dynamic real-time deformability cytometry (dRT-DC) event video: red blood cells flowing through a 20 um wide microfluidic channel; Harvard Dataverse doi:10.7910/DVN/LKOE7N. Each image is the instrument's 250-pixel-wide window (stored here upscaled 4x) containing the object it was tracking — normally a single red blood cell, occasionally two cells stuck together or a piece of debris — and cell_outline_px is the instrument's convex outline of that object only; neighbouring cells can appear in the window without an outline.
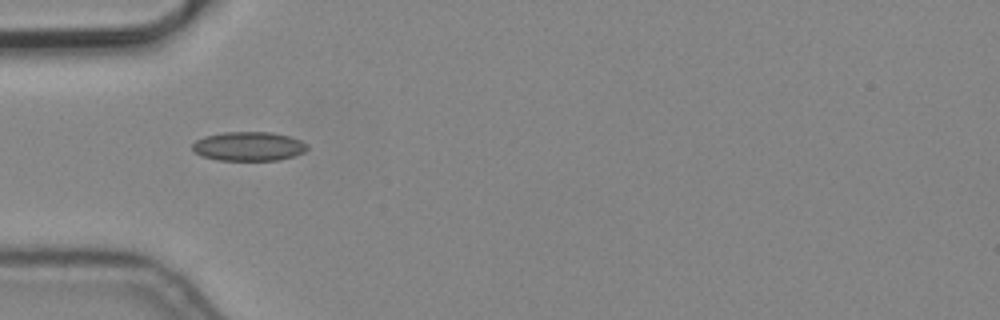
{"species": "common noctule bat (a hibernating species)", "species_latin": "Nyctalus noctula", "temperature_condition": "cold", "stored_images_in_passage": 6, "camera_frame_rate_fps": 3000, "um_per_image_px": 0.085, "animal": {"sex": "male", "body_mass_g": 19.2, "forearm_length_mm": 51.8}, "frame": {"image": 1, "passage_image": 1, "time_ms": 0.0, "image_size_px": [1000, 320], "cell_outline_px": [[308, 148], [304, 152], [280, 160], [216, 160], [200, 156], [192, 148], [192, 144], [196, 140], [204, 136], [224, 132], [272, 132], [288, 136], [300, 140], [308, 144]], "centroid_in_image_um": [21.12, 12.44], "position_along_channel_um": 63.9, "area_um2": 19.54}}
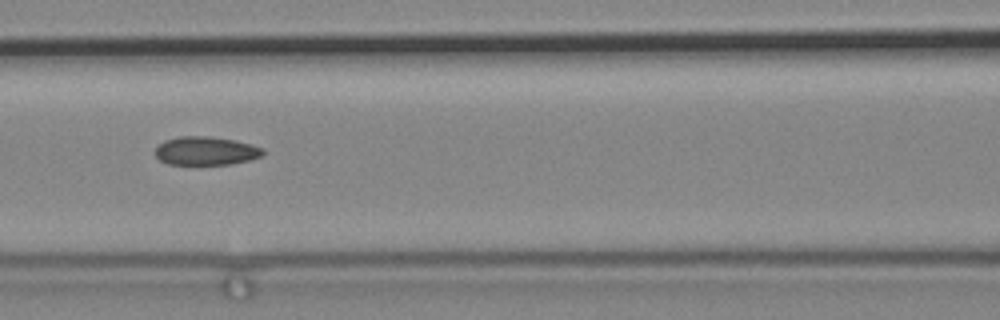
{"frame": {"image": 2, "passage_image": 3, "time_ms": 0.667, "image_size_px": [1000, 320], "cell_outline_px": [[264, 156], [232, 164], [168, 164], [160, 160], [156, 156], [156, 148], [164, 140], [180, 136], [208, 136], [236, 140], [252, 144], [264, 148]], "centroid_in_image_um": [17.54, 12.82], "position_along_channel_um": 149.1, "area_um2": 17.98}}
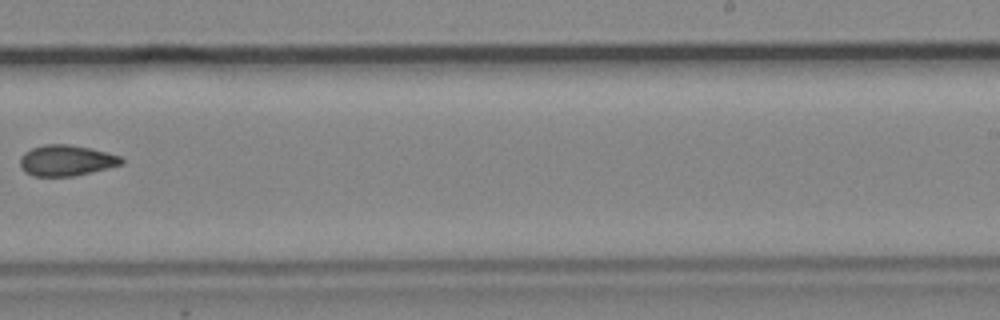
{"frame": {"image": 3, "passage_image": 6, "time_ms": 1.667, "image_size_px": [1000, 320], "cell_outline_px": [[124, 160], [120, 164], [72, 176], [32, 176], [24, 172], [20, 168], [20, 156], [24, 152], [32, 148], [44, 144], [68, 144], [88, 148], [120, 156]], "centroid_in_image_um": [5.53, 13.63], "position_along_channel_um": 283.5, "area_um2": 17.92}}